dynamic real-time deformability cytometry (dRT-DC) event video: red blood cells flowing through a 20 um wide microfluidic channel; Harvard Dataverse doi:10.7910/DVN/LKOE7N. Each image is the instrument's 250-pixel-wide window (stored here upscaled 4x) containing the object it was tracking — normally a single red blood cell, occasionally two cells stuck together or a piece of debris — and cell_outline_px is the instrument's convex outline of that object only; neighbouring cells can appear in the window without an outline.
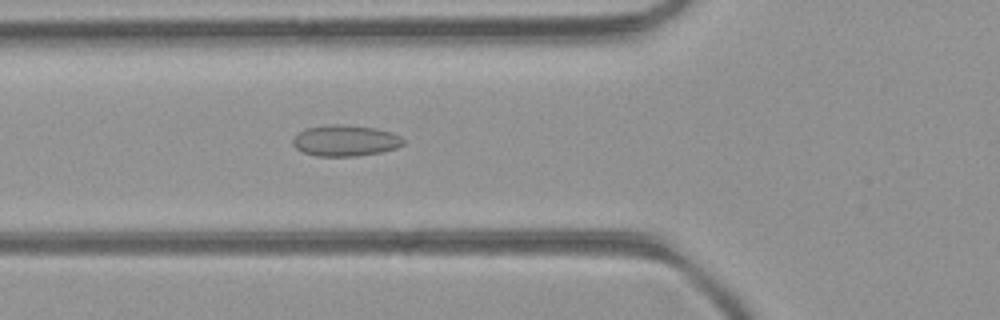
{"species": "common noctule bat (a hibernating species)", "species_latin": "Nyctalus noctula", "temperature_condition": "room temperature", "stored_images_in_passage": 40, "camera_frame_rate_fps": 3000, "um_per_image_px": 0.085, "animal": {"sex": "female", "body_mass_g": 21.9}, "frame": {"image": 1, "passage_image": 9, "time_ms": 2.667, "image_size_px": [1000, 320], "cell_outline_px": [[404, 144], [396, 148], [380, 152], [356, 156], [316, 156], [304, 152], [296, 148], [292, 144], [292, 140], [300, 132], [308, 128], [328, 124], [340, 124], [376, 128], [392, 132], [400, 136], [404, 140]], "centroid_in_image_um": [29.37, 11.95], "position_along_channel_um": 96.4, "area_um2": 19.94}}
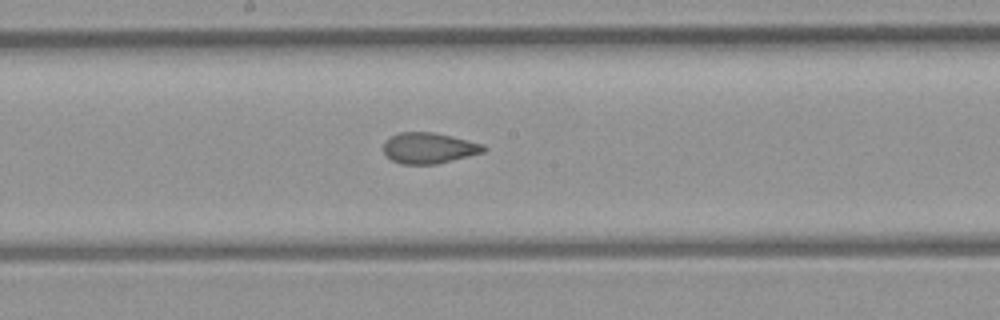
{"frame": {"image": 2, "passage_image": 17, "time_ms": 5.333, "image_size_px": [1000, 320], "cell_outline_px": [[488, 148], [484, 152], [436, 164], [400, 164], [392, 160], [384, 152], [384, 140], [400, 132], [432, 132], [452, 136], [484, 144]], "centroid_in_image_um": [36.47, 12.58], "position_along_channel_um": 211.7, "area_um2": 17.98}}
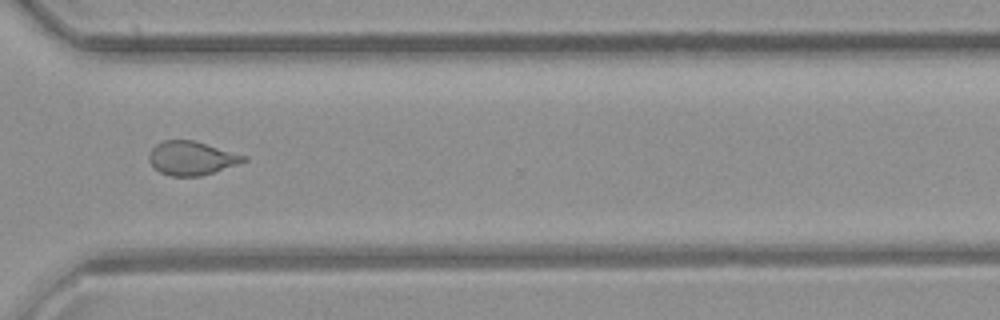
{"frame": {"image": 3, "passage_image": 27, "time_ms": 8.667, "image_size_px": [1000, 320], "cell_outline_px": [[248, 160], [200, 176], [172, 176], [160, 172], [148, 160], [148, 152], [156, 144], [164, 140], [192, 140], [248, 156]], "centroid_in_image_um": [16.25, 13.43], "position_along_channel_um": 354.3, "area_um2": 18.38}, "authors_computed_cell_mechanics": {"area_um2": 18.9584, "velocity_mm_per_s": 4.2901, "shape_relaxation_time_tau1_ms": null, "shape_relaxation_time_tau2_ms": 1.3525, "deformation_change_tau1": null, "deformation_change_tau2": 0.0601}}